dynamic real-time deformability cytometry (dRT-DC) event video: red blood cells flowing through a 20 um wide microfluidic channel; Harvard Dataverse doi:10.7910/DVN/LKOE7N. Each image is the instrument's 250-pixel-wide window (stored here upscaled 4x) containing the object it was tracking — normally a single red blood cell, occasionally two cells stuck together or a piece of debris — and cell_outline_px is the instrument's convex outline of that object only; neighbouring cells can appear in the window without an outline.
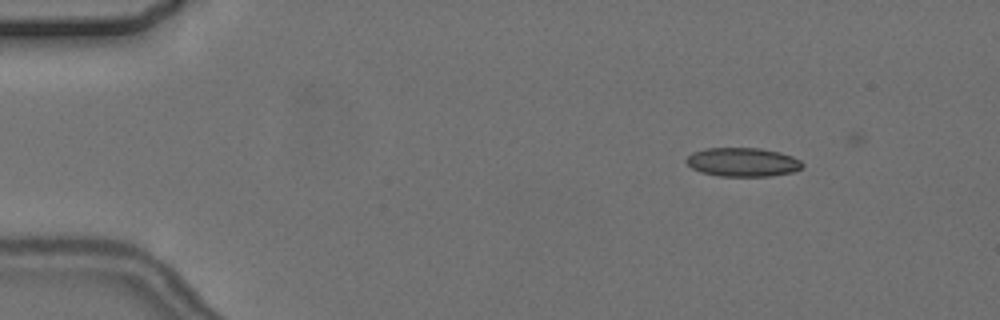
{"species": "common noctule bat (a hibernating species)", "species_latin": "Nyctalus noctula", "temperature_condition": "cold", "stored_images_in_passage": 5, "camera_frame_rate_fps": 3000, "um_per_image_px": 0.085, "animal": {"sex": "female", "body_mass_g": 24.6, "forearm_length_mm": 56.2}, "frame": {"image": 1, "passage_image": 2, "time_ms": 1.333, "image_size_px": [1000, 320], "cell_outline_px": [[804, 168], [792, 172], [772, 176], [720, 176], [700, 172], [692, 168], [684, 160], [692, 152], [704, 148], [760, 148], [780, 152], [792, 156], [800, 160], [804, 164]], "centroid_in_image_um": [63.14, 13.78], "position_along_channel_um": 21.9, "area_um2": 19.71}}